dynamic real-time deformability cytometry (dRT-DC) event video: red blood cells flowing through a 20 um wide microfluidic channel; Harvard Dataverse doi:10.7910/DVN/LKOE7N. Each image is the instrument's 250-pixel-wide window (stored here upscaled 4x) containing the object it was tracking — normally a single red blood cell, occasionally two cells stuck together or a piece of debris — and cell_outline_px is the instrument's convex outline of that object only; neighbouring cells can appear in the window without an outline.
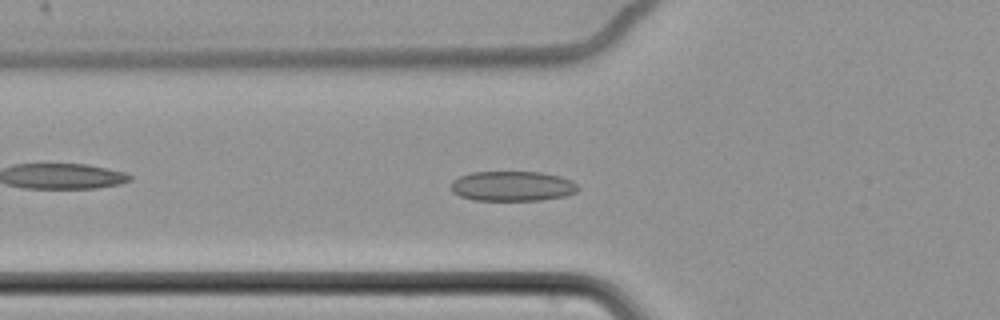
{"species": "common noctule bat (a hibernating species)", "species_latin": "Nyctalus noctula", "temperature_condition": "cold", "stored_images_in_passage": 48, "camera_frame_rate_fps": 3000, "um_per_image_px": 0.085, "animal": {"sex": "female", "body_mass_g": 22.7, "forearm_length_mm": 54.2}, "frame": {"image": 1, "passage_image": 10, "time_ms": 3.0, "image_size_px": [1000, 320], "cell_outline_px": [[580, 188], [576, 192], [564, 196], [540, 200], [472, 200], [460, 196], [452, 192], [452, 180], [460, 176], [472, 172], [540, 172], [560, 176], [572, 180]], "centroid_in_image_um": [43.56, 15.82], "position_along_channel_um": 82.2, "area_um2": 22.2}}
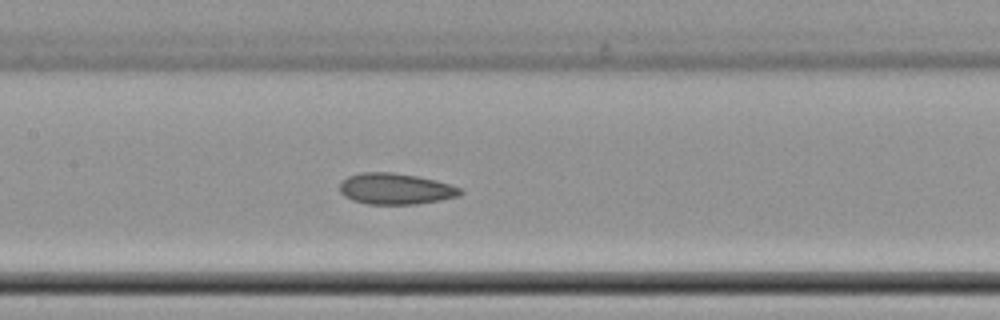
{"frame": {"image": 2, "passage_image": 18, "time_ms": 5.667, "image_size_px": [1000, 320], "cell_outline_px": [[464, 192], [460, 196], [440, 200], [416, 204], [364, 204], [352, 200], [344, 196], [340, 192], [340, 184], [348, 176], [360, 172], [396, 172], [436, 180], [452, 184], [460, 188]], "centroid_in_image_um": [33.64, 16.05], "position_along_channel_um": 173.8, "area_um2": 22.08}}
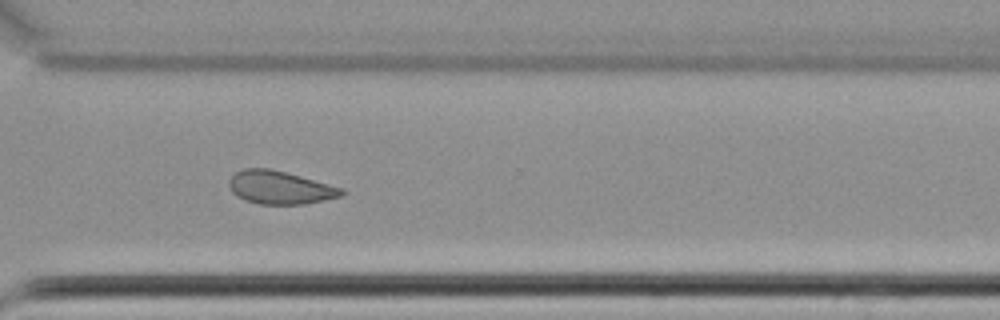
{"frame": {"image": 3, "passage_image": 33, "time_ms": 10.667, "image_size_px": [1000, 320], "cell_outline_px": [[348, 192], [344, 196], [304, 204], [260, 204], [244, 200], [236, 196], [232, 192], [228, 184], [228, 180], [236, 172], [244, 168], [268, 168], [300, 176], [344, 188]], "centroid_in_image_um": [23.82, 15.95], "position_along_channel_um": 346.8, "area_um2": 21.85}, "authors_computed_cell_mechanics": {"area_um2": 22.4264, "velocity_mm_per_s": 3.4482, "shape_relaxation_time_tau1_ms": 11.2661, "shape_relaxation_time_tau2_ms": 2.4748, "deformation_change_tau1": 0.1137, "deformation_change_tau2": 0.0756}}